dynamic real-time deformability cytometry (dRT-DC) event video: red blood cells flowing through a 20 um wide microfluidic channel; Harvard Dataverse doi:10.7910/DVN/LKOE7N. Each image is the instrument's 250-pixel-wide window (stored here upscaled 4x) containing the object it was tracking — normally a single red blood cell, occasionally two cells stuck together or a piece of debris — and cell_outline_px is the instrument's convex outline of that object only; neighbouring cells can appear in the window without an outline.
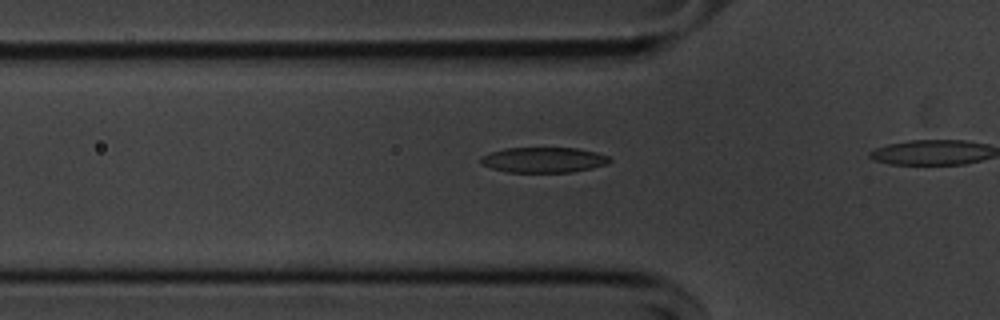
{"species": "common noctule bat (a hibernating species)", "species_latin": "Nyctalus noctula", "temperature_condition": "cold", "stored_images_in_passage": 33, "camera_frame_rate_fps": 3000, "um_per_image_px": 0.085, "animal": {"sex": "male", "body_mass_g": 20.1, "forearm_length_mm": 53.5}, "frame": {"image": 1, "passage_image": 14, "time_ms": 4.333, "image_size_px": [1000, 320], "cell_outline_px": [[612, 160], [608, 164], [592, 168], [572, 172], [508, 172], [492, 168], [480, 164], [480, 156], [488, 152], [504, 148], [576, 148], [596, 152], [608, 156]], "centroid_in_image_um": [46.18, 13.59], "position_along_channel_um": 79.6, "area_um2": 19.19}}
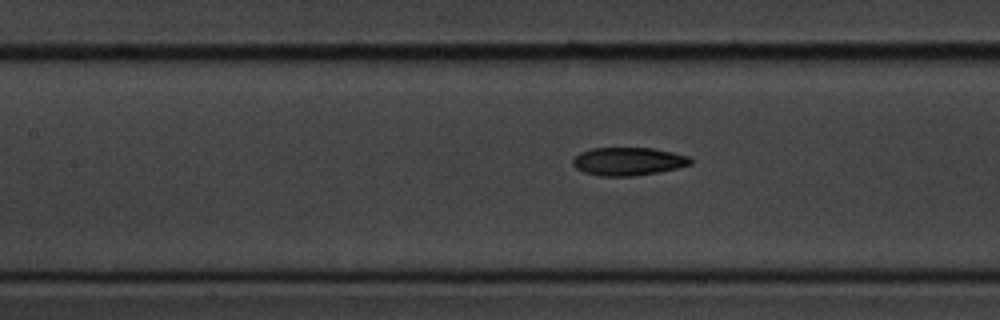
{"frame": {"image": 2, "passage_image": 20, "time_ms": 6.333, "image_size_px": [1000, 320], "cell_outline_px": [[692, 164], [676, 168], [656, 172], [632, 176], [600, 176], [584, 172], [576, 168], [572, 164], [572, 160], [580, 152], [592, 148], [652, 148], [672, 152], [688, 156], [692, 160]], "centroid_in_image_um": [53.37, 13.71], "position_along_channel_um": 154.0, "area_um2": 19.13}}
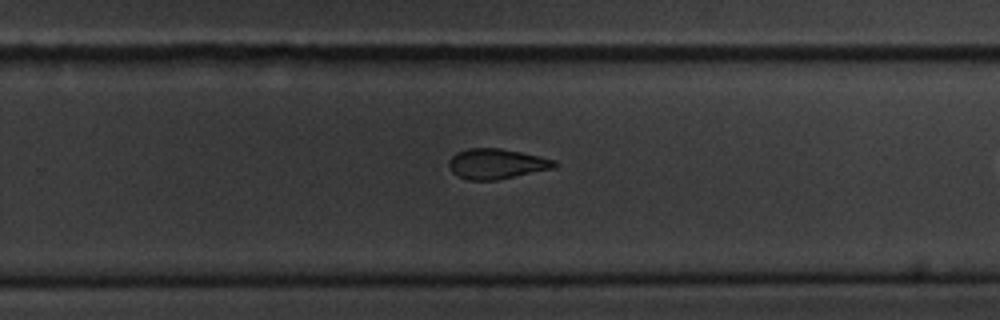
{"frame": {"image": 3, "passage_image": 31, "time_ms": 10.0, "image_size_px": [1000, 320], "cell_outline_px": [[556, 168], [496, 180], [468, 180], [452, 172], [448, 164], [448, 160], [456, 152], [468, 148], [500, 148], [540, 156], [556, 160]], "centroid_in_image_um": [42.21, 13.92], "position_along_channel_um": 287.6, "area_um2": 18.61}}